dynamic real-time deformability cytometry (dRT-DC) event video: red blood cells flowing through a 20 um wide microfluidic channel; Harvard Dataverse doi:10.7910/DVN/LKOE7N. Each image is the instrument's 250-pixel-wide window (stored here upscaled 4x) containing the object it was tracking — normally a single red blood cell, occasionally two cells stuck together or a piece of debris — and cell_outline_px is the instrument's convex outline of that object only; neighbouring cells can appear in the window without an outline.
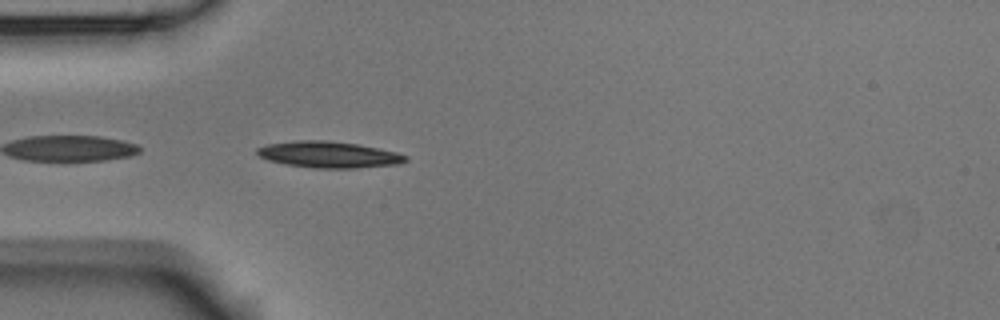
{"species": "Egyptian fruit bat (a non-hibernating species)", "species_latin": "Rousettus aegyptiacus", "temperature_condition": "room temperature", "stored_images_in_passage": 15, "camera_frame_rate_fps": 3000, "um_per_image_px": 0.085, "animal": {"sex": "male"}, "frame": {"image": 1, "passage_image": 1, "time_ms": 0.0, "image_size_px": [1000, 320], "cell_outline_px": [[408, 160], [400, 164], [356, 168], [312, 168], [284, 164], [268, 160], [260, 156], [256, 152], [256, 148], [268, 144], [296, 140], [324, 140], [356, 144], [396, 152], [408, 156]], "centroid_in_image_um": [27.93, 13.15], "position_along_channel_um": 57.1, "area_um2": 22.77}}
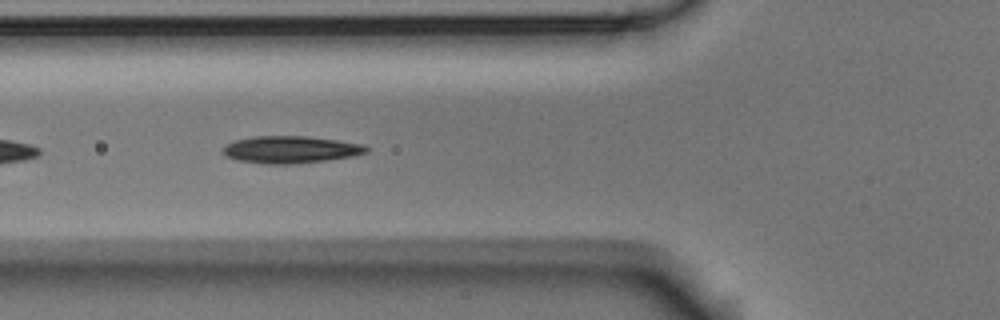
{"frame": {"image": 2, "passage_image": 5, "time_ms": 1.333, "image_size_px": [1000, 320], "cell_outline_px": [[368, 152], [352, 156], [324, 160], [292, 164], [264, 164], [240, 160], [224, 156], [220, 152], [224, 144], [236, 140], [252, 136], [308, 136], [364, 144], [368, 148]], "centroid_in_image_um": [24.64, 12.71], "position_along_channel_um": 101.2, "area_um2": 22.77}}
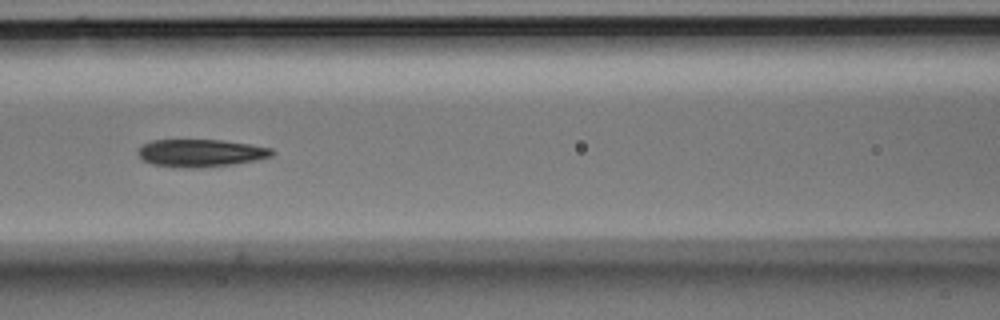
{"frame": {"image": 3, "passage_image": 9, "time_ms": 2.667, "image_size_px": [1000, 320], "cell_outline_px": [[276, 152], [272, 156], [256, 160], [232, 164], [200, 168], [188, 168], [152, 164], [144, 160], [136, 152], [140, 144], [152, 140], [224, 140], [272, 148]], "centroid_in_image_um": [17.05, 13.0], "position_along_channel_um": 149.6, "area_um2": 21.62}}